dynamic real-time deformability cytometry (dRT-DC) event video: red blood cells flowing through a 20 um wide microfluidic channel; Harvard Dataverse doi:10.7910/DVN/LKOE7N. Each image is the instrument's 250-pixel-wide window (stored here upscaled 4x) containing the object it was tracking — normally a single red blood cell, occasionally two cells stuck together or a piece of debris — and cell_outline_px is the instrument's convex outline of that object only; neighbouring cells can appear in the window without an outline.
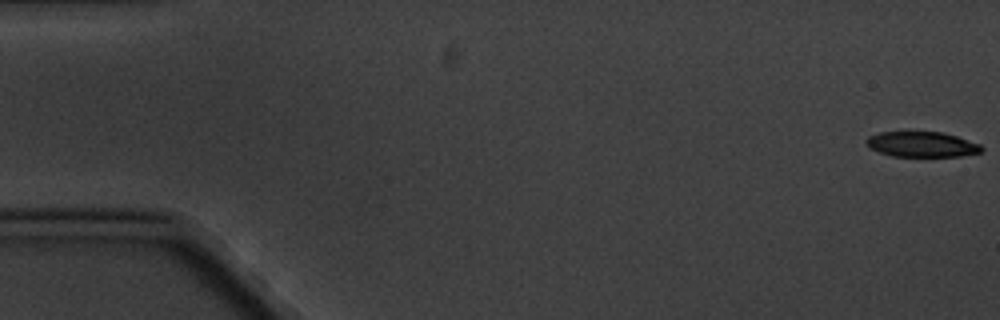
{"species": "common noctule bat (a hibernating species)", "species_latin": "Nyctalus noctula", "temperature_condition": "cold", "stored_images_in_passage": 5, "camera_frame_rate_fps": 3000, "um_per_image_px": 0.085, "animal": {"sex": "male", "body_mass_g": 20.1, "forearm_length_mm": 53.5}, "frame": {"image": 1, "passage_image": 1, "time_ms": 0.0, "image_size_px": [1000, 320], "cell_outline_px": [[984, 148], [980, 152], [960, 156], [892, 156], [868, 148], [864, 140], [868, 136], [880, 132], [908, 128], [944, 132], [980, 144]], "centroid_in_image_um": [78.27, 12.2], "position_along_channel_um": 6.7, "area_um2": 17.92}}
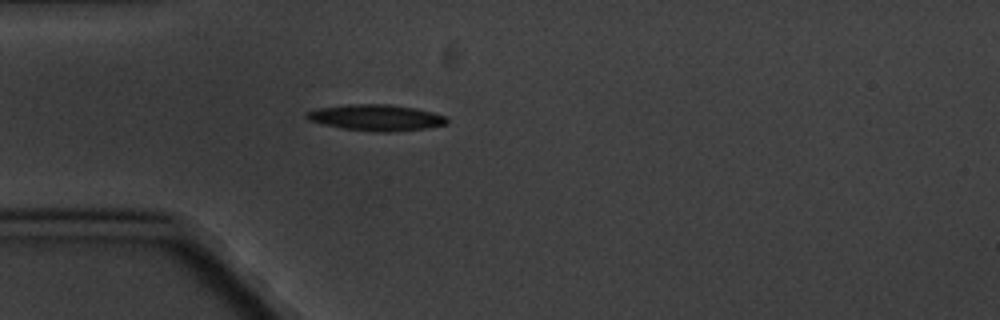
{"frame": {"image": 2, "passage_image": 5, "time_ms": 5.333, "image_size_px": [1000, 320], "cell_outline_px": [[448, 124], [428, 128], [388, 132], [380, 132], [344, 128], [324, 124], [308, 120], [304, 116], [304, 112], [320, 108], [348, 104], [392, 104], [416, 108], [432, 112], [444, 116], [448, 120]], "centroid_in_image_um": [31.98, 9.99], "position_along_channel_um": 53.0, "area_um2": 21.33}}